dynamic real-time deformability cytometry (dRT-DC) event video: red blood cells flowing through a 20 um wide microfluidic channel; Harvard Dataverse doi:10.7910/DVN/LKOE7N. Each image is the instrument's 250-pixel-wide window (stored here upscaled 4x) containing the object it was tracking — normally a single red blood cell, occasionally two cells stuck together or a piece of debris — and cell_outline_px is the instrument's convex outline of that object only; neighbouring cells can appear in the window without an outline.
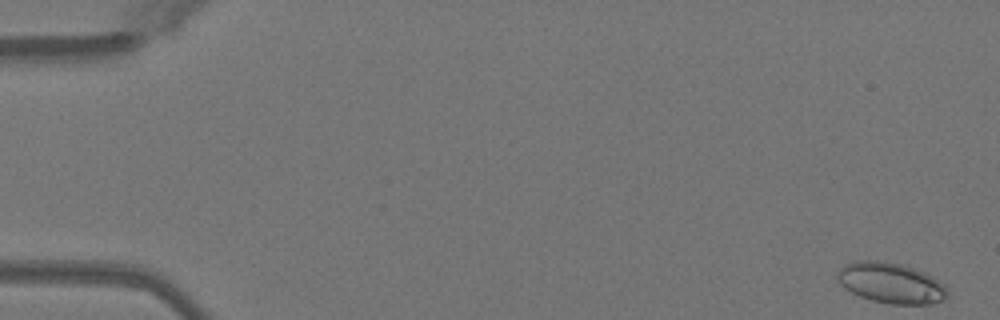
{"species": "Egyptian fruit bat (a non-hibernating species)", "species_latin": "Rousettus aegyptiacus", "temperature_condition": "warm", "stored_images_in_passage": 18, "camera_frame_rate_fps": 3000, "um_per_image_px": 0.085, "animal": {"sex": "female"}, "frame": {"image": 1, "passage_image": 1, "time_ms": 0.0, "image_size_px": [1000, 320], "cell_outline_px": [[948, 296], [944, 300], [932, 304], [888, 304], [872, 300], [860, 296], [844, 288], [836, 280], [836, 272], [844, 264], [860, 260], [876, 260], [900, 264], [924, 272], [932, 276], [944, 284], [948, 288]], "centroid_in_image_um": [75.72, 24.06], "position_along_channel_um": 9.3, "area_um2": 26.24}}